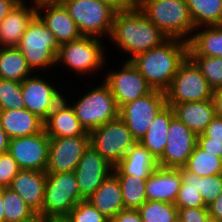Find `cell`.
Here are the masks:
<instances>
[{
    "instance_id": "43",
    "label": "cell",
    "mask_w": 222,
    "mask_h": 222,
    "mask_svg": "<svg viewBox=\"0 0 222 222\" xmlns=\"http://www.w3.org/2000/svg\"><path fill=\"white\" fill-rule=\"evenodd\" d=\"M110 222H143L138 209H123Z\"/></svg>"
},
{
    "instance_id": "32",
    "label": "cell",
    "mask_w": 222,
    "mask_h": 222,
    "mask_svg": "<svg viewBox=\"0 0 222 222\" xmlns=\"http://www.w3.org/2000/svg\"><path fill=\"white\" fill-rule=\"evenodd\" d=\"M184 168L200 177L222 174V159L201 149L196 144Z\"/></svg>"
},
{
    "instance_id": "21",
    "label": "cell",
    "mask_w": 222,
    "mask_h": 222,
    "mask_svg": "<svg viewBox=\"0 0 222 222\" xmlns=\"http://www.w3.org/2000/svg\"><path fill=\"white\" fill-rule=\"evenodd\" d=\"M45 10L42 16L41 10ZM47 28L54 34L59 44L78 40L82 37L80 31L70 17L64 4L46 5L36 10Z\"/></svg>"
},
{
    "instance_id": "6",
    "label": "cell",
    "mask_w": 222,
    "mask_h": 222,
    "mask_svg": "<svg viewBox=\"0 0 222 222\" xmlns=\"http://www.w3.org/2000/svg\"><path fill=\"white\" fill-rule=\"evenodd\" d=\"M72 108L88 133L119 117V108L105 82L83 95Z\"/></svg>"
},
{
    "instance_id": "24",
    "label": "cell",
    "mask_w": 222,
    "mask_h": 222,
    "mask_svg": "<svg viewBox=\"0 0 222 222\" xmlns=\"http://www.w3.org/2000/svg\"><path fill=\"white\" fill-rule=\"evenodd\" d=\"M87 200L109 220L125 209L120 182L113 172Z\"/></svg>"
},
{
    "instance_id": "40",
    "label": "cell",
    "mask_w": 222,
    "mask_h": 222,
    "mask_svg": "<svg viewBox=\"0 0 222 222\" xmlns=\"http://www.w3.org/2000/svg\"><path fill=\"white\" fill-rule=\"evenodd\" d=\"M20 170L16 160L8 152L0 154V187H9Z\"/></svg>"
},
{
    "instance_id": "3",
    "label": "cell",
    "mask_w": 222,
    "mask_h": 222,
    "mask_svg": "<svg viewBox=\"0 0 222 222\" xmlns=\"http://www.w3.org/2000/svg\"><path fill=\"white\" fill-rule=\"evenodd\" d=\"M135 4L168 39H191L188 35L195 25L186 0H136Z\"/></svg>"
},
{
    "instance_id": "51",
    "label": "cell",
    "mask_w": 222,
    "mask_h": 222,
    "mask_svg": "<svg viewBox=\"0 0 222 222\" xmlns=\"http://www.w3.org/2000/svg\"><path fill=\"white\" fill-rule=\"evenodd\" d=\"M0 222H5L3 211V188L0 187Z\"/></svg>"
},
{
    "instance_id": "54",
    "label": "cell",
    "mask_w": 222,
    "mask_h": 222,
    "mask_svg": "<svg viewBox=\"0 0 222 222\" xmlns=\"http://www.w3.org/2000/svg\"><path fill=\"white\" fill-rule=\"evenodd\" d=\"M172 222H183V220L177 215Z\"/></svg>"
},
{
    "instance_id": "8",
    "label": "cell",
    "mask_w": 222,
    "mask_h": 222,
    "mask_svg": "<svg viewBox=\"0 0 222 222\" xmlns=\"http://www.w3.org/2000/svg\"><path fill=\"white\" fill-rule=\"evenodd\" d=\"M70 17L85 37L111 36L116 11L98 0H65Z\"/></svg>"
},
{
    "instance_id": "5",
    "label": "cell",
    "mask_w": 222,
    "mask_h": 222,
    "mask_svg": "<svg viewBox=\"0 0 222 222\" xmlns=\"http://www.w3.org/2000/svg\"><path fill=\"white\" fill-rule=\"evenodd\" d=\"M83 200L74 171L46 173L43 208L38 215L46 219H63Z\"/></svg>"
},
{
    "instance_id": "39",
    "label": "cell",
    "mask_w": 222,
    "mask_h": 222,
    "mask_svg": "<svg viewBox=\"0 0 222 222\" xmlns=\"http://www.w3.org/2000/svg\"><path fill=\"white\" fill-rule=\"evenodd\" d=\"M197 186L204 203L208 206L222 192V174L200 177L197 179Z\"/></svg>"
},
{
    "instance_id": "10",
    "label": "cell",
    "mask_w": 222,
    "mask_h": 222,
    "mask_svg": "<svg viewBox=\"0 0 222 222\" xmlns=\"http://www.w3.org/2000/svg\"><path fill=\"white\" fill-rule=\"evenodd\" d=\"M101 40L82 36L60 45L57 63L62 62L77 74H85L102 68L105 62Z\"/></svg>"
},
{
    "instance_id": "25",
    "label": "cell",
    "mask_w": 222,
    "mask_h": 222,
    "mask_svg": "<svg viewBox=\"0 0 222 222\" xmlns=\"http://www.w3.org/2000/svg\"><path fill=\"white\" fill-rule=\"evenodd\" d=\"M157 167V159L139 142H136L113 167L112 172L115 175H134L139 178H149Z\"/></svg>"
},
{
    "instance_id": "30",
    "label": "cell",
    "mask_w": 222,
    "mask_h": 222,
    "mask_svg": "<svg viewBox=\"0 0 222 222\" xmlns=\"http://www.w3.org/2000/svg\"><path fill=\"white\" fill-rule=\"evenodd\" d=\"M195 29L222 25V0H186Z\"/></svg>"
},
{
    "instance_id": "29",
    "label": "cell",
    "mask_w": 222,
    "mask_h": 222,
    "mask_svg": "<svg viewBox=\"0 0 222 222\" xmlns=\"http://www.w3.org/2000/svg\"><path fill=\"white\" fill-rule=\"evenodd\" d=\"M31 72L17 47H0V79L22 82Z\"/></svg>"
},
{
    "instance_id": "44",
    "label": "cell",
    "mask_w": 222,
    "mask_h": 222,
    "mask_svg": "<svg viewBox=\"0 0 222 222\" xmlns=\"http://www.w3.org/2000/svg\"><path fill=\"white\" fill-rule=\"evenodd\" d=\"M202 134L205 137L222 140V118L215 116Z\"/></svg>"
},
{
    "instance_id": "16",
    "label": "cell",
    "mask_w": 222,
    "mask_h": 222,
    "mask_svg": "<svg viewBox=\"0 0 222 222\" xmlns=\"http://www.w3.org/2000/svg\"><path fill=\"white\" fill-rule=\"evenodd\" d=\"M112 171L113 166L89 145L74 171L81 196L86 200Z\"/></svg>"
},
{
    "instance_id": "23",
    "label": "cell",
    "mask_w": 222,
    "mask_h": 222,
    "mask_svg": "<svg viewBox=\"0 0 222 222\" xmlns=\"http://www.w3.org/2000/svg\"><path fill=\"white\" fill-rule=\"evenodd\" d=\"M0 122L10 139L32 136L44 129L43 120L26 108L0 110Z\"/></svg>"
},
{
    "instance_id": "11",
    "label": "cell",
    "mask_w": 222,
    "mask_h": 222,
    "mask_svg": "<svg viewBox=\"0 0 222 222\" xmlns=\"http://www.w3.org/2000/svg\"><path fill=\"white\" fill-rule=\"evenodd\" d=\"M166 104L165 93L152 90L147 95L122 105L119 108V117L138 142L147 132L154 117Z\"/></svg>"
},
{
    "instance_id": "34",
    "label": "cell",
    "mask_w": 222,
    "mask_h": 222,
    "mask_svg": "<svg viewBox=\"0 0 222 222\" xmlns=\"http://www.w3.org/2000/svg\"><path fill=\"white\" fill-rule=\"evenodd\" d=\"M3 211L5 222H26L37 215L23 198L9 187L3 188Z\"/></svg>"
},
{
    "instance_id": "27",
    "label": "cell",
    "mask_w": 222,
    "mask_h": 222,
    "mask_svg": "<svg viewBox=\"0 0 222 222\" xmlns=\"http://www.w3.org/2000/svg\"><path fill=\"white\" fill-rule=\"evenodd\" d=\"M174 116L173 107L166 104L154 117L145 135L138 141L157 160L164 152L168 140V128Z\"/></svg>"
},
{
    "instance_id": "35",
    "label": "cell",
    "mask_w": 222,
    "mask_h": 222,
    "mask_svg": "<svg viewBox=\"0 0 222 222\" xmlns=\"http://www.w3.org/2000/svg\"><path fill=\"white\" fill-rule=\"evenodd\" d=\"M143 222H172L178 215L177 207L165 201H146L138 209Z\"/></svg>"
},
{
    "instance_id": "20",
    "label": "cell",
    "mask_w": 222,
    "mask_h": 222,
    "mask_svg": "<svg viewBox=\"0 0 222 222\" xmlns=\"http://www.w3.org/2000/svg\"><path fill=\"white\" fill-rule=\"evenodd\" d=\"M44 131L49 138L83 136L87 132L77 119L74 109L62 98L43 121Z\"/></svg>"
},
{
    "instance_id": "14",
    "label": "cell",
    "mask_w": 222,
    "mask_h": 222,
    "mask_svg": "<svg viewBox=\"0 0 222 222\" xmlns=\"http://www.w3.org/2000/svg\"><path fill=\"white\" fill-rule=\"evenodd\" d=\"M104 82L109 86L118 108L153 90L131 61L127 60L120 71H111L107 74Z\"/></svg>"
},
{
    "instance_id": "22",
    "label": "cell",
    "mask_w": 222,
    "mask_h": 222,
    "mask_svg": "<svg viewBox=\"0 0 222 222\" xmlns=\"http://www.w3.org/2000/svg\"><path fill=\"white\" fill-rule=\"evenodd\" d=\"M21 0L0 23V47H16L29 22L37 14L34 6Z\"/></svg>"
},
{
    "instance_id": "36",
    "label": "cell",
    "mask_w": 222,
    "mask_h": 222,
    "mask_svg": "<svg viewBox=\"0 0 222 222\" xmlns=\"http://www.w3.org/2000/svg\"><path fill=\"white\" fill-rule=\"evenodd\" d=\"M200 69L209 86L222 88V58L209 56H188Z\"/></svg>"
},
{
    "instance_id": "19",
    "label": "cell",
    "mask_w": 222,
    "mask_h": 222,
    "mask_svg": "<svg viewBox=\"0 0 222 222\" xmlns=\"http://www.w3.org/2000/svg\"><path fill=\"white\" fill-rule=\"evenodd\" d=\"M182 183L180 168L158 166L146 180L147 201H165L174 204Z\"/></svg>"
},
{
    "instance_id": "53",
    "label": "cell",
    "mask_w": 222,
    "mask_h": 222,
    "mask_svg": "<svg viewBox=\"0 0 222 222\" xmlns=\"http://www.w3.org/2000/svg\"><path fill=\"white\" fill-rule=\"evenodd\" d=\"M48 222H68L66 218L63 219H48Z\"/></svg>"
},
{
    "instance_id": "52",
    "label": "cell",
    "mask_w": 222,
    "mask_h": 222,
    "mask_svg": "<svg viewBox=\"0 0 222 222\" xmlns=\"http://www.w3.org/2000/svg\"><path fill=\"white\" fill-rule=\"evenodd\" d=\"M26 222H48V219L42 217L41 215H36L31 220L26 221Z\"/></svg>"
},
{
    "instance_id": "12",
    "label": "cell",
    "mask_w": 222,
    "mask_h": 222,
    "mask_svg": "<svg viewBox=\"0 0 222 222\" xmlns=\"http://www.w3.org/2000/svg\"><path fill=\"white\" fill-rule=\"evenodd\" d=\"M50 138L44 129L35 135L9 140L8 153L20 169L46 171Z\"/></svg>"
},
{
    "instance_id": "42",
    "label": "cell",
    "mask_w": 222,
    "mask_h": 222,
    "mask_svg": "<svg viewBox=\"0 0 222 222\" xmlns=\"http://www.w3.org/2000/svg\"><path fill=\"white\" fill-rule=\"evenodd\" d=\"M197 145L222 159V140L213 139L210 137H205L202 133L197 135Z\"/></svg>"
},
{
    "instance_id": "45",
    "label": "cell",
    "mask_w": 222,
    "mask_h": 222,
    "mask_svg": "<svg viewBox=\"0 0 222 222\" xmlns=\"http://www.w3.org/2000/svg\"><path fill=\"white\" fill-rule=\"evenodd\" d=\"M207 211L213 222H222V192L215 201L207 206Z\"/></svg>"
},
{
    "instance_id": "50",
    "label": "cell",
    "mask_w": 222,
    "mask_h": 222,
    "mask_svg": "<svg viewBox=\"0 0 222 222\" xmlns=\"http://www.w3.org/2000/svg\"><path fill=\"white\" fill-rule=\"evenodd\" d=\"M65 0H34V7L35 9H39L40 7L46 6V5H57V4H64Z\"/></svg>"
},
{
    "instance_id": "48",
    "label": "cell",
    "mask_w": 222,
    "mask_h": 222,
    "mask_svg": "<svg viewBox=\"0 0 222 222\" xmlns=\"http://www.w3.org/2000/svg\"><path fill=\"white\" fill-rule=\"evenodd\" d=\"M212 100L216 116L222 118V88L213 91Z\"/></svg>"
},
{
    "instance_id": "4",
    "label": "cell",
    "mask_w": 222,
    "mask_h": 222,
    "mask_svg": "<svg viewBox=\"0 0 222 222\" xmlns=\"http://www.w3.org/2000/svg\"><path fill=\"white\" fill-rule=\"evenodd\" d=\"M16 47L32 71L57 64L60 44L37 14L29 22Z\"/></svg>"
},
{
    "instance_id": "26",
    "label": "cell",
    "mask_w": 222,
    "mask_h": 222,
    "mask_svg": "<svg viewBox=\"0 0 222 222\" xmlns=\"http://www.w3.org/2000/svg\"><path fill=\"white\" fill-rule=\"evenodd\" d=\"M173 110L175 116L196 135L201 134L216 116L212 99L175 104Z\"/></svg>"
},
{
    "instance_id": "33",
    "label": "cell",
    "mask_w": 222,
    "mask_h": 222,
    "mask_svg": "<svg viewBox=\"0 0 222 222\" xmlns=\"http://www.w3.org/2000/svg\"><path fill=\"white\" fill-rule=\"evenodd\" d=\"M120 182L125 209H139L146 201V180L134 175H116Z\"/></svg>"
},
{
    "instance_id": "49",
    "label": "cell",
    "mask_w": 222,
    "mask_h": 222,
    "mask_svg": "<svg viewBox=\"0 0 222 222\" xmlns=\"http://www.w3.org/2000/svg\"><path fill=\"white\" fill-rule=\"evenodd\" d=\"M9 140L10 138L2 128L0 122V154L8 152Z\"/></svg>"
},
{
    "instance_id": "13",
    "label": "cell",
    "mask_w": 222,
    "mask_h": 222,
    "mask_svg": "<svg viewBox=\"0 0 222 222\" xmlns=\"http://www.w3.org/2000/svg\"><path fill=\"white\" fill-rule=\"evenodd\" d=\"M167 135L164 152L157 160L158 166L182 168L197 144V135L176 116L171 119Z\"/></svg>"
},
{
    "instance_id": "17",
    "label": "cell",
    "mask_w": 222,
    "mask_h": 222,
    "mask_svg": "<svg viewBox=\"0 0 222 222\" xmlns=\"http://www.w3.org/2000/svg\"><path fill=\"white\" fill-rule=\"evenodd\" d=\"M24 108L36 114L43 121L63 98L55 86L40 77H28L21 82Z\"/></svg>"
},
{
    "instance_id": "2",
    "label": "cell",
    "mask_w": 222,
    "mask_h": 222,
    "mask_svg": "<svg viewBox=\"0 0 222 222\" xmlns=\"http://www.w3.org/2000/svg\"><path fill=\"white\" fill-rule=\"evenodd\" d=\"M187 56L188 42L167 39L159 47L140 53L130 61L153 90L165 92Z\"/></svg>"
},
{
    "instance_id": "18",
    "label": "cell",
    "mask_w": 222,
    "mask_h": 222,
    "mask_svg": "<svg viewBox=\"0 0 222 222\" xmlns=\"http://www.w3.org/2000/svg\"><path fill=\"white\" fill-rule=\"evenodd\" d=\"M45 183L46 171L21 169L13 178L9 188L18 193L38 215L43 208Z\"/></svg>"
},
{
    "instance_id": "41",
    "label": "cell",
    "mask_w": 222,
    "mask_h": 222,
    "mask_svg": "<svg viewBox=\"0 0 222 222\" xmlns=\"http://www.w3.org/2000/svg\"><path fill=\"white\" fill-rule=\"evenodd\" d=\"M178 216L183 222H213L207 207L180 208L178 209Z\"/></svg>"
},
{
    "instance_id": "37",
    "label": "cell",
    "mask_w": 222,
    "mask_h": 222,
    "mask_svg": "<svg viewBox=\"0 0 222 222\" xmlns=\"http://www.w3.org/2000/svg\"><path fill=\"white\" fill-rule=\"evenodd\" d=\"M23 108L21 82L0 79V110Z\"/></svg>"
},
{
    "instance_id": "31",
    "label": "cell",
    "mask_w": 222,
    "mask_h": 222,
    "mask_svg": "<svg viewBox=\"0 0 222 222\" xmlns=\"http://www.w3.org/2000/svg\"><path fill=\"white\" fill-rule=\"evenodd\" d=\"M180 174L182 183L174 202L177 209L207 207L197 186V179H200V176L187 171L184 167L180 168Z\"/></svg>"
},
{
    "instance_id": "9",
    "label": "cell",
    "mask_w": 222,
    "mask_h": 222,
    "mask_svg": "<svg viewBox=\"0 0 222 222\" xmlns=\"http://www.w3.org/2000/svg\"><path fill=\"white\" fill-rule=\"evenodd\" d=\"M90 135V145L113 167L137 142L120 117L96 128Z\"/></svg>"
},
{
    "instance_id": "15",
    "label": "cell",
    "mask_w": 222,
    "mask_h": 222,
    "mask_svg": "<svg viewBox=\"0 0 222 222\" xmlns=\"http://www.w3.org/2000/svg\"><path fill=\"white\" fill-rule=\"evenodd\" d=\"M90 145V135L50 138L46 173L75 171L83 153Z\"/></svg>"
},
{
    "instance_id": "47",
    "label": "cell",
    "mask_w": 222,
    "mask_h": 222,
    "mask_svg": "<svg viewBox=\"0 0 222 222\" xmlns=\"http://www.w3.org/2000/svg\"><path fill=\"white\" fill-rule=\"evenodd\" d=\"M21 0H0V23Z\"/></svg>"
},
{
    "instance_id": "7",
    "label": "cell",
    "mask_w": 222,
    "mask_h": 222,
    "mask_svg": "<svg viewBox=\"0 0 222 222\" xmlns=\"http://www.w3.org/2000/svg\"><path fill=\"white\" fill-rule=\"evenodd\" d=\"M213 91L200 69L187 56L164 93L167 105L173 107L180 103L211 100Z\"/></svg>"
},
{
    "instance_id": "1",
    "label": "cell",
    "mask_w": 222,
    "mask_h": 222,
    "mask_svg": "<svg viewBox=\"0 0 222 222\" xmlns=\"http://www.w3.org/2000/svg\"><path fill=\"white\" fill-rule=\"evenodd\" d=\"M110 38L122 51L132 54L127 61L159 47L168 39L136 4L128 10L116 12Z\"/></svg>"
},
{
    "instance_id": "38",
    "label": "cell",
    "mask_w": 222,
    "mask_h": 222,
    "mask_svg": "<svg viewBox=\"0 0 222 222\" xmlns=\"http://www.w3.org/2000/svg\"><path fill=\"white\" fill-rule=\"evenodd\" d=\"M66 220L68 222H110L87 199L72 208Z\"/></svg>"
},
{
    "instance_id": "28",
    "label": "cell",
    "mask_w": 222,
    "mask_h": 222,
    "mask_svg": "<svg viewBox=\"0 0 222 222\" xmlns=\"http://www.w3.org/2000/svg\"><path fill=\"white\" fill-rule=\"evenodd\" d=\"M206 28V29H205ZM201 32L191 35L188 41V56L222 58V25L206 26Z\"/></svg>"
},
{
    "instance_id": "46",
    "label": "cell",
    "mask_w": 222,
    "mask_h": 222,
    "mask_svg": "<svg viewBox=\"0 0 222 222\" xmlns=\"http://www.w3.org/2000/svg\"><path fill=\"white\" fill-rule=\"evenodd\" d=\"M107 4L116 12H121L130 9L135 5V0H98Z\"/></svg>"
}]
</instances>
